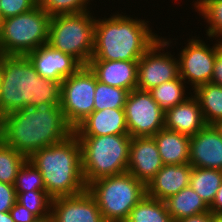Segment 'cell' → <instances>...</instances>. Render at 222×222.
<instances>
[{"instance_id": "cell-1", "label": "cell", "mask_w": 222, "mask_h": 222, "mask_svg": "<svg viewBox=\"0 0 222 222\" xmlns=\"http://www.w3.org/2000/svg\"><path fill=\"white\" fill-rule=\"evenodd\" d=\"M73 133L60 104L25 107L0 118V140L27 158Z\"/></svg>"}, {"instance_id": "cell-2", "label": "cell", "mask_w": 222, "mask_h": 222, "mask_svg": "<svg viewBox=\"0 0 222 222\" xmlns=\"http://www.w3.org/2000/svg\"><path fill=\"white\" fill-rule=\"evenodd\" d=\"M0 118L25 107L60 104L61 83L41 77L25 55H0Z\"/></svg>"}, {"instance_id": "cell-3", "label": "cell", "mask_w": 222, "mask_h": 222, "mask_svg": "<svg viewBox=\"0 0 222 222\" xmlns=\"http://www.w3.org/2000/svg\"><path fill=\"white\" fill-rule=\"evenodd\" d=\"M147 23L119 13L102 20L96 19L90 60H139L158 39Z\"/></svg>"}, {"instance_id": "cell-4", "label": "cell", "mask_w": 222, "mask_h": 222, "mask_svg": "<svg viewBox=\"0 0 222 222\" xmlns=\"http://www.w3.org/2000/svg\"><path fill=\"white\" fill-rule=\"evenodd\" d=\"M28 160L40 171L52 199L87 190L82 174L81 144L74 133L60 143L35 151Z\"/></svg>"}, {"instance_id": "cell-5", "label": "cell", "mask_w": 222, "mask_h": 222, "mask_svg": "<svg viewBox=\"0 0 222 222\" xmlns=\"http://www.w3.org/2000/svg\"><path fill=\"white\" fill-rule=\"evenodd\" d=\"M81 144L82 174L91 182L127 172L130 135L77 136Z\"/></svg>"}, {"instance_id": "cell-6", "label": "cell", "mask_w": 222, "mask_h": 222, "mask_svg": "<svg viewBox=\"0 0 222 222\" xmlns=\"http://www.w3.org/2000/svg\"><path fill=\"white\" fill-rule=\"evenodd\" d=\"M87 190L95 198L105 222H125L146 196V185L129 172L97 179Z\"/></svg>"}, {"instance_id": "cell-7", "label": "cell", "mask_w": 222, "mask_h": 222, "mask_svg": "<svg viewBox=\"0 0 222 222\" xmlns=\"http://www.w3.org/2000/svg\"><path fill=\"white\" fill-rule=\"evenodd\" d=\"M51 16L38 5L0 21V54L26 55L48 43Z\"/></svg>"}, {"instance_id": "cell-8", "label": "cell", "mask_w": 222, "mask_h": 222, "mask_svg": "<svg viewBox=\"0 0 222 222\" xmlns=\"http://www.w3.org/2000/svg\"><path fill=\"white\" fill-rule=\"evenodd\" d=\"M94 18L90 11L51 17L47 44L87 66L94 49Z\"/></svg>"}, {"instance_id": "cell-9", "label": "cell", "mask_w": 222, "mask_h": 222, "mask_svg": "<svg viewBox=\"0 0 222 222\" xmlns=\"http://www.w3.org/2000/svg\"><path fill=\"white\" fill-rule=\"evenodd\" d=\"M96 82V75L88 66H82L61 82L60 106L73 129L94 111Z\"/></svg>"}, {"instance_id": "cell-10", "label": "cell", "mask_w": 222, "mask_h": 222, "mask_svg": "<svg viewBox=\"0 0 222 222\" xmlns=\"http://www.w3.org/2000/svg\"><path fill=\"white\" fill-rule=\"evenodd\" d=\"M124 111L130 137H153L164 128L165 112L149 91H130Z\"/></svg>"}, {"instance_id": "cell-11", "label": "cell", "mask_w": 222, "mask_h": 222, "mask_svg": "<svg viewBox=\"0 0 222 222\" xmlns=\"http://www.w3.org/2000/svg\"><path fill=\"white\" fill-rule=\"evenodd\" d=\"M169 42L172 43L159 36L156 42L138 60L136 89L150 91L179 76V60L168 52H160L161 50L164 51L165 47H169Z\"/></svg>"}, {"instance_id": "cell-12", "label": "cell", "mask_w": 222, "mask_h": 222, "mask_svg": "<svg viewBox=\"0 0 222 222\" xmlns=\"http://www.w3.org/2000/svg\"><path fill=\"white\" fill-rule=\"evenodd\" d=\"M218 52V43L211 48L204 41L189 39L186 47L181 50L179 59V76L188 80L192 90L202 84L210 83L213 76L214 62Z\"/></svg>"}, {"instance_id": "cell-13", "label": "cell", "mask_w": 222, "mask_h": 222, "mask_svg": "<svg viewBox=\"0 0 222 222\" xmlns=\"http://www.w3.org/2000/svg\"><path fill=\"white\" fill-rule=\"evenodd\" d=\"M25 56L41 77L60 83L83 66L72 55L56 50L49 44L41 45Z\"/></svg>"}, {"instance_id": "cell-14", "label": "cell", "mask_w": 222, "mask_h": 222, "mask_svg": "<svg viewBox=\"0 0 222 222\" xmlns=\"http://www.w3.org/2000/svg\"><path fill=\"white\" fill-rule=\"evenodd\" d=\"M50 215L55 222H105L88 190L79 195L52 199Z\"/></svg>"}, {"instance_id": "cell-15", "label": "cell", "mask_w": 222, "mask_h": 222, "mask_svg": "<svg viewBox=\"0 0 222 222\" xmlns=\"http://www.w3.org/2000/svg\"><path fill=\"white\" fill-rule=\"evenodd\" d=\"M163 165L153 137H131L127 172L147 185Z\"/></svg>"}, {"instance_id": "cell-16", "label": "cell", "mask_w": 222, "mask_h": 222, "mask_svg": "<svg viewBox=\"0 0 222 222\" xmlns=\"http://www.w3.org/2000/svg\"><path fill=\"white\" fill-rule=\"evenodd\" d=\"M189 164L195 168L222 170V136L213 125H206L190 136Z\"/></svg>"}, {"instance_id": "cell-17", "label": "cell", "mask_w": 222, "mask_h": 222, "mask_svg": "<svg viewBox=\"0 0 222 222\" xmlns=\"http://www.w3.org/2000/svg\"><path fill=\"white\" fill-rule=\"evenodd\" d=\"M192 166L189 163L182 165H163L155 176L146 185V195L161 201L179 193L190 185Z\"/></svg>"}, {"instance_id": "cell-18", "label": "cell", "mask_w": 222, "mask_h": 222, "mask_svg": "<svg viewBox=\"0 0 222 222\" xmlns=\"http://www.w3.org/2000/svg\"><path fill=\"white\" fill-rule=\"evenodd\" d=\"M76 136L129 135L124 109L93 111L75 128Z\"/></svg>"}, {"instance_id": "cell-19", "label": "cell", "mask_w": 222, "mask_h": 222, "mask_svg": "<svg viewBox=\"0 0 222 222\" xmlns=\"http://www.w3.org/2000/svg\"><path fill=\"white\" fill-rule=\"evenodd\" d=\"M87 66L96 75L97 80L106 85L129 92L137 87L138 60H90Z\"/></svg>"}, {"instance_id": "cell-20", "label": "cell", "mask_w": 222, "mask_h": 222, "mask_svg": "<svg viewBox=\"0 0 222 222\" xmlns=\"http://www.w3.org/2000/svg\"><path fill=\"white\" fill-rule=\"evenodd\" d=\"M206 126L199 102L191 95L165 112L164 128L193 136Z\"/></svg>"}, {"instance_id": "cell-21", "label": "cell", "mask_w": 222, "mask_h": 222, "mask_svg": "<svg viewBox=\"0 0 222 222\" xmlns=\"http://www.w3.org/2000/svg\"><path fill=\"white\" fill-rule=\"evenodd\" d=\"M153 138L164 165L189 163L190 136L163 128Z\"/></svg>"}, {"instance_id": "cell-22", "label": "cell", "mask_w": 222, "mask_h": 222, "mask_svg": "<svg viewBox=\"0 0 222 222\" xmlns=\"http://www.w3.org/2000/svg\"><path fill=\"white\" fill-rule=\"evenodd\" d=\"M167 210L175 222L180 219L210 211V207L190 187L165 200Z\"/></svg>"}, {"instance_id": "cell-23", "label": "cell", "mask_w": 222, "mask_h": 222, "mask_svg": "<svg viewBox=\"0 0 222 222\" xmlns=\"http://www.w3.org/2000/svg\"><path fill=\"white\" fill-rule=\"evenodd\" d=\"M206 125L222 120V86L212 82L199 85L193 92Z\"/></svg>"}, {"instance_id": "cell-24", "label": "cell", "mask_w": 222, "mask_h": 222, "mask_svg": "<svg viewBox=\"0 0 222 222\" xmlns=\"http://www.w3.org/2000/svg\"><path fill=\"white\" fill-rule=\"evenodd\" d=\"M222 183V170L192 167L190 187L210 206Z\"/></svg>"}, {"instance_id": "cell-25", "label": "cell", "mask_w": 222, "mask_h": 222, "mask_svg": "<svg viewBox=\"0 0 222 222\" xmlns=\"http://www.w3.org/2000/svg\"><path fill=\"white\" fill-rule=\"evenodd\" d=\"M125 222H175L170 216L165 201L149 196L142 198L131 210Z\"/></svg>"}, {"instance_id": "cell-26", "label": "cell", "mask_w": 222, "mask_h": 222, "mask_svg": "<svg viewBox=\"0 0 222 222\" xmlns=\"http://www.w3.org/2000/svg\"><path fill=\"white\" fill-rule=\"evenodd\" d=\"M186 82L178 76L176 79L164 82L157 87L151 89L153 99L158 103L159 107L166 112L177 104L185 101V85Z\"/></svg>"}, {"instance_id": "cell-27", "label": "cell", "mask_w": 222, "mask_h": 222, "mask_svg": "<svg viewBox=\"0 0 222 222\" xmlns=\"http://www.w3.org/2000/svg\"><path fill=\"white\" fill-rule=\"evenodd\" d=\"M129 91L109 86L97 80L94 96V111L106 108L124 109Z\"/></svg>"}, {"instance_id": "cell-28", "label": "cell", "mask_w": 222, "mask_h": 222, "mask_svg": "<svg viewBox=\"0 0 222 222\" xmlns=\"http://www.w3.org/2000/svg\"><path fill=\"white\" fill-rule=\"evenodd\" d=\"M28 158L0 140V182L15 184L19 169Z\"/></svg>"}, {"instance_id": "cell-29", "label": "cell", "mask_w": 222, "mask_h": 222, "mask_svg": "<svg viewBox=\"0 0 222 222\" xmlns=\"http://www.w3.org/2000/svg\"><path fill=\"white\" fill-rule=\"evenodd\" d=\"M194 7L209 25L207 36L210 39L215 36L222 38V0H197ZM219 40L222 42V39Z\"/></svg>"}, {"instance_id": "cell-30", "label": "cell", "mask_w": 222, "mask_h": 222, "mask_svg": "<svg viewBox=\"0 0 222 222\" xmlns=\"http://www.w3.org/2000/svg\"><path fill=\"white\" fill-rule=\"evenodd\" d=\"M14 187L16 193L46 191L40 171L28 159L19 169Z\"/></svg>"}, {"instance_id": "cell-31", "label": "cell", "mask_w": 222, "mask_h": 222, "mask_svg": "<svg viewBox=\"0 0 222 222\" xmlns=\"http://www.w3.org/2000/svg\"><path fill=\"white\" fill-rule=\"evenodd\" d=\"M17 202L38 218H45L50 215L52 198L46 191L17 193Z\"/></svg>"}, {"instance_id": "cell-32", "label": "cell", "mask_w": 222, "mask_h": 222, "mask_svg": "<svg viewBox=\"0 0 222 222\" xmlns=\"http://www.w3.org/2000/svg\"><path fill=\"white\" fill-rule=\"evenodd\" d=\"M89 2L90 0H38V6L53 17L89 11L87 9Z\"/></svg>"}, {"instance_id": "cell-33", "label": "cell", "mask_w": 222, "mask_h": 222, "mask_svg": "<svg viewBox=\"0 0 222 222\" xmlns=\"http://www.w3.org/2000/svg\"><path fill=\"white\" fill-rule=\"evenodd\" d=\"M38 0H0L1 20L31 11Z\"/></svg>"}, {"instance_id": "cell-34", "label": "cell", "mask_w": 222, "mask_h": 222, "mask_svg": "<svg viewBox=\"0 0 222 222\" xmlns=\"http://www.w3.org/2000/svg\"><path fill=\"white\" fill-rule=\"evenodd\" d=\"M17 202L14 185L0 182V213L9 212Z\"/></svg>"}, {"instance_id": "cell-35", "label": "cell", "mask_w": 222, "mask_h": 222, "mask_svg": "<svg viewBox=\"0 0 222 222\" xmlns=\"http://www.w3.org/2000/svg\"><path fill=\"white\" fill-rule=\"evenodd\" d=\"M14 222H36L39 218L27 208L16 202L9 211Z\"/></svg>"}, {"instance_id": "cell-36", "label": "cell", "mask_w": 222, "mask_h": 222, "mask_svg": "<svg viewBox=\"0 0 222 222\" xmlns=\"http://www.w3.org/2000/svg\"><path fill=\"white\" fill-rule=\"evenodd\" d=\"M212 83L222 86V42L218 41V52L213 68Z\"/></svg>"}, {"instance_id": "cell-37", "label": "cell", "mask_w": 222, "mask_h": 222, "mask_svg": "<svg viewBox=\"0 0 222 222\" xmlns=\"http://www.w3.org/2000/svg\"><path fill=\"white\" fill-rule=\"evenodd\" d=\"M209 207L212 214H222V183Z\"/></svg>"}, {"instance_id": "cell-38", "label": "cell", "mask_w": 222, "mask_h": 222, "mask_svg": "<svg viewBox=\"0 0 222 222\" xmlns=\"http://www.w3.org/2000/svg\"><path fill=\"white\" fill-rule=\"evenodd\" d=\"M212 217L213 214L210 211H208L205 213L180 219L177 222H212Z\"/></svg>"}, {"instance_id": "cell-39", "label": "cell", "mask_w": 222, "mask_h": 222, "mask_svg": "<svg viewBox=\"0 0 222 222\" xmlns=\"http://www.w3.org/2000/svg\"><path fill=\"white\" fill-rule=\"evenodd\" d=\"M0 222H14L12 219L10 212L0 213Z\"/></svg>"}, {"instance_id": "cell-40", "label": "cell", "mask_w": 222, "mask_h": 222, "mask_svg": "<svg viewBox=\"0 0 222 222\" xmlns=\"http://www.w3.org/2000/svg\"><path fill=\"white\" fill-rule=\"evenodd\" d=\"M218 133L222 136V120H219L213 124Z\"/></svg>"}, {"instance_id": "cell-41", "label": "cell", "mask_w": 222, "mask_h": 222, "mask_svg": "<svg viewBox=\"0 0 222 222\" xmlns=\"http://www.w3.org/2000/svg\"><path fill=\"white\" fill-rule=\"evenodd\" d=\"M36 222H55L51 215L45 218H39Z\"/></svg>"}, {"instance_id": "cell-42", "label": "cell", "mask_w": 222, "mask_h": 222, "mask_svg": "<svg viewBox=\"0 0 222 222\" xmlns=\"http://www.w3.org/2000/svg\"><path fill=\"white\" fill-rule=\"evenodd\" d=\"M212 222H222V214H213Z\"/></svg>"}, {"instance_id": "cell-43", "label": "cell", "mask_w": 222, "mask_h": 222, "mask_svg": "<svg viewBox=\"0 0 222 222\" xmlns=\"http://www.w3.org/2000/svg\"><path fill=\"white\" fill-rule=\"evenodd\" d=\"M2 82V72H1V64H0V94H1V83Z\"/></svg>"}]
</instances>
